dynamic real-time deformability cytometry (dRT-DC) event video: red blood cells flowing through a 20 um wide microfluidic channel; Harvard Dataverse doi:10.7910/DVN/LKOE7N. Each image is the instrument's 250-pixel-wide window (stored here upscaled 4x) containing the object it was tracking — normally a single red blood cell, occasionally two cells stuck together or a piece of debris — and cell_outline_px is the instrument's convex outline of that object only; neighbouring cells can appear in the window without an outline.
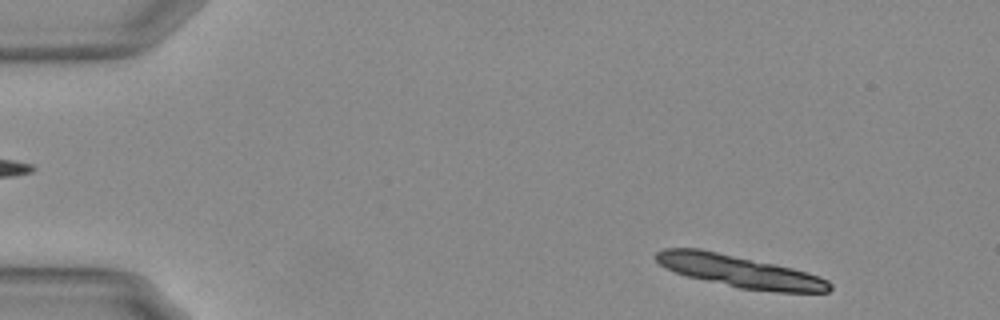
{"species": "Egyptian fruit bat (a non-hibernating species)", "species_latin": "Rousettus aegyptiacus", "temperature_condition": "warm", "stored_images_in_passage": 12, "camera_frame_rate_fps": 3000, "um_per_image_px": 0.085, "animal": {"sex": "female"}, "frame": {"image": 1, "passage_image": 3, "time_ms": 0.667, "image_size_px": [1000, 320], "cell_outline_px": [[832, 288], [828, 292], [776, 292], [740, 288], [688, 276], [664, 268], [652, 256], [656, 252], [664, 248], [700, 248], [792, 268], [820, 276], [828, 280], [832, 284]], "centroid_in_image_um": [62.86, 23.06], "position_along_channel_um": 22.1, "area_um2": 32.31}}